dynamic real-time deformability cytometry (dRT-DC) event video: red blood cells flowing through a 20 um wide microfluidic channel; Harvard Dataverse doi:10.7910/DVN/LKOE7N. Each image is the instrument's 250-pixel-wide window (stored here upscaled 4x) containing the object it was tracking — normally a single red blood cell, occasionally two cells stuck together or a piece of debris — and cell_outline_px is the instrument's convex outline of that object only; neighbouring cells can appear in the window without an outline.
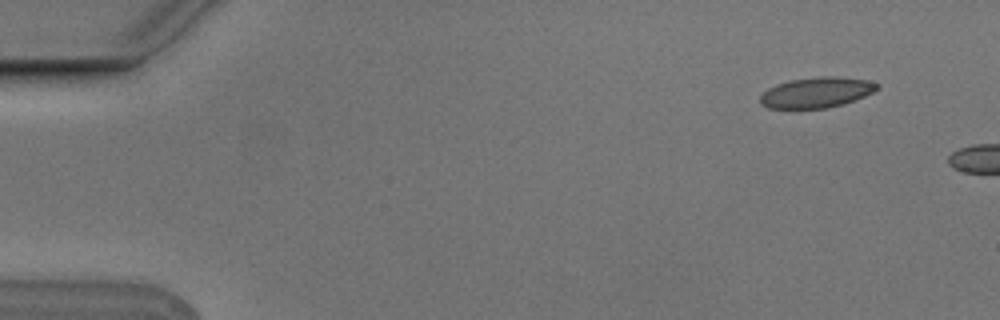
{"species": "Egyptian fruit bat (a non-hibernating species)", "species_latin": "Rousettus aegyptiacus", "temperature_condition": "cold", "stored_images_in_passage": 4, "camera_frame_rate_fps": 3000, "um_per_image_px": 0.085, "animal": {"sex": "male"}, "frame": {"image": 1, "passage_image": 2, "time_ms": 0.333, "image_size_px": [1000, 320], "cell_outline_px": [[880, 88], [864, 96], [828, 108], [768, 108], [760, 104], [760, 96], [768, 88], [776, 84], [792, 80], [820, 76], [836, 76], [868, 80], [880, 84]], "centroid_in_image_um": [69.4, 7.85], "position_along_channel_um": 15.6, "area_um2": 20.63}}